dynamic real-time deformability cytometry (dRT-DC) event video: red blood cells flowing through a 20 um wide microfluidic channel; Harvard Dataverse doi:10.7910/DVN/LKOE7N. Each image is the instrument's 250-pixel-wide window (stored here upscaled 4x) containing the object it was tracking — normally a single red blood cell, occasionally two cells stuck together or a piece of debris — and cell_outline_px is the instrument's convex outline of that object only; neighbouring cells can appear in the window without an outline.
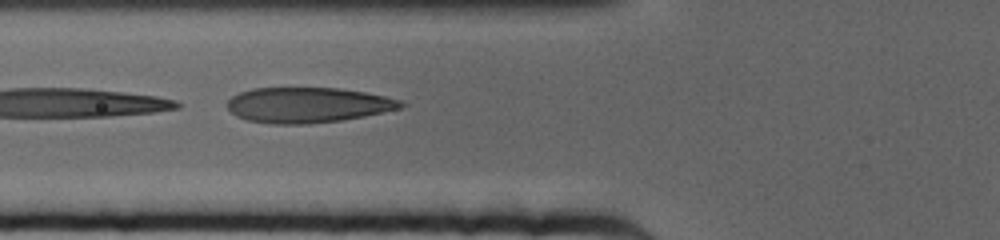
{"species": "human", "species_latin": "Homo sapiens", "temperature_condition": "cold", "stored_images_in_passage": 9, "camera_frame_rate_fps": 3000, "um_per_image_px": 0.085, "donor": {"sex": "female"}, "frame": {"image": 1, "passage_image": 4, "time_ms": 1.0, "image_size_px": [1000, 240], "cell_outline_px": [[408, 104], [400, 108], [364, 116], [340, 120], [308, 124], [272, 124], [248, 120], [236, 116], [228, 108], [228, 100], [232, 96], [240, 92], [252, 88], [340, 88], [364, 92], [384, 96], [400, 100]], "centroid_in_image_um": [26.15, 8.92], "position_along_channel_um": 99.6, "area_um2": 35.6}}